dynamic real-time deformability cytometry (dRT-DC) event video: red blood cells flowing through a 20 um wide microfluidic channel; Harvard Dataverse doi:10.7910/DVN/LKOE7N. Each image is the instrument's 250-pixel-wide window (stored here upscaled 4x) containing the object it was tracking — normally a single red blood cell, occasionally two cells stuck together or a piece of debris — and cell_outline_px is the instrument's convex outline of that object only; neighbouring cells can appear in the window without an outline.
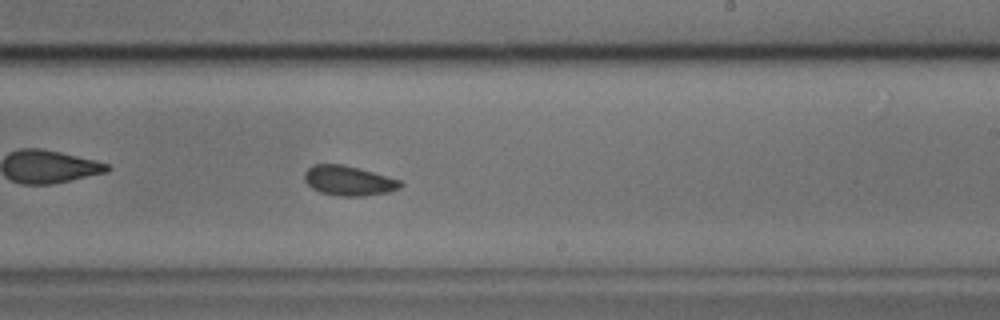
{"species": "common noctule bat (a hibernating species)", "species_latin": "Nyctalus noctula", "temperature_condition": "cold", "stored_images_in_passage": 38, "camera_frame_rate_fps": 3000, "um_per_image_px": 0.085, "animal": {"sex": "male", "body_mass_g": 17.9, "forearm_length_mm": 54.2}, "frame": {"image": 1, "passage_image": 17, "time_ms": 5.333, "image_size_px": [1000, 320], "cell_outline_px": [[404, 184], [400, 188], [388, 192], [364, 196], [336, 196], [320, 192], [312, 188], [304, 180], [304, 172], [312, 164], [344, 164], [400, 180]], "centroid_in_image_um": [29.61, 15.36], "position_along_channel_um": 259.4, "area_um2": 16.7}}
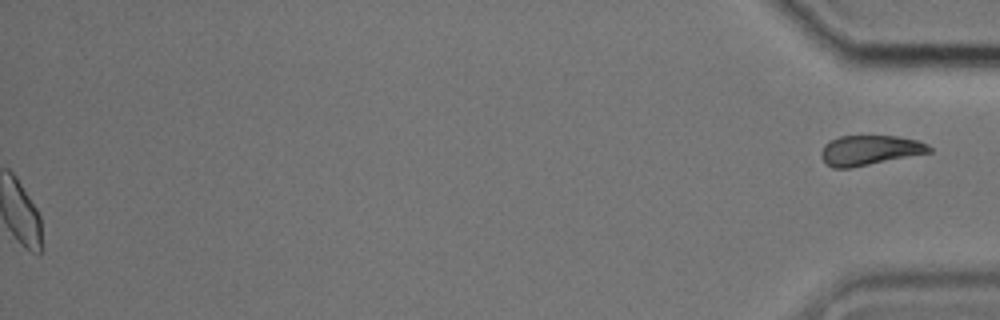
{"frame": {"image": 2, "passage_image": 38, "time_ms": 12.333, "image_size_px": [1000, 320], "cell_outline_px": [[932, 152], [852, 168], [832, 168], [824, 164], [820, 156], [820, 152], [824, 144], [840, 136], [896, 136], [916, 140], [928, 144], [932, 148]], "centroid_in_image_um": [73.89, 12.79], "position_along_channel_um": 361.3, "area_um2": 19.02}}